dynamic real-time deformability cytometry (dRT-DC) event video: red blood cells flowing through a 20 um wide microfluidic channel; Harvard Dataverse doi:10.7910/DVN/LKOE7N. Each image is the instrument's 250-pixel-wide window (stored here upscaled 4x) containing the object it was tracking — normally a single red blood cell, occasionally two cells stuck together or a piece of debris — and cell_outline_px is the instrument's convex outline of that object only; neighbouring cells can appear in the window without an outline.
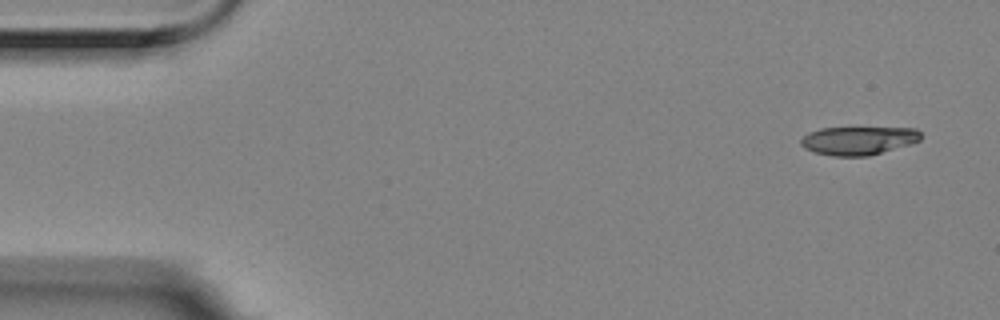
{"species": "Egyptian fruit bat (a non-hibernating species)", "species_latin": "Rousettus aegyptiacus", "temperature_condition": "room temperature", "stored_images_in_passage": 5, "camera_frame_rate_fps": 3000, "um_per_image_px": 0.085, "animal": {"sex": "female"}, "frame": {"image": 1, "passage_image": 1, "time_ms": 0.0, "image_size_px": [1000, 320], "cell_outline_px": [[920, 140], [912, 144], [868, 156], [832, 156], [812, 152], [804, 148], [800, 144], [800, 140], [808, 132], [820, 128], [916, 128], [920, 132]], "centroid_in_image_um": [72.94, 11.95], "position_along_channel_um": 12.1, "area_um2": 19.94}}
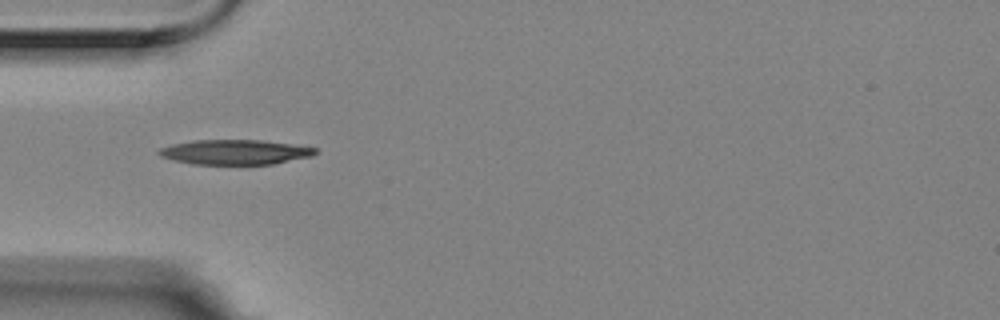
{"frame": {"image": 2, "passage_image": 5, "time_ms": 1.333, "image_size_px": [1000, 320], "cell_outline_px": [[316, 152], [312, 156], [272, 164], [192, 164], [172, 160], [160, 156], [156, 152], [160, 148], [172, 144], [192, 140], [264, 140], [292, 144], [316, 148]], "centroid_in_image_um": [19.93, 12.92], "position_along_channel_um": 65.1, "area_um2": 22.66}}